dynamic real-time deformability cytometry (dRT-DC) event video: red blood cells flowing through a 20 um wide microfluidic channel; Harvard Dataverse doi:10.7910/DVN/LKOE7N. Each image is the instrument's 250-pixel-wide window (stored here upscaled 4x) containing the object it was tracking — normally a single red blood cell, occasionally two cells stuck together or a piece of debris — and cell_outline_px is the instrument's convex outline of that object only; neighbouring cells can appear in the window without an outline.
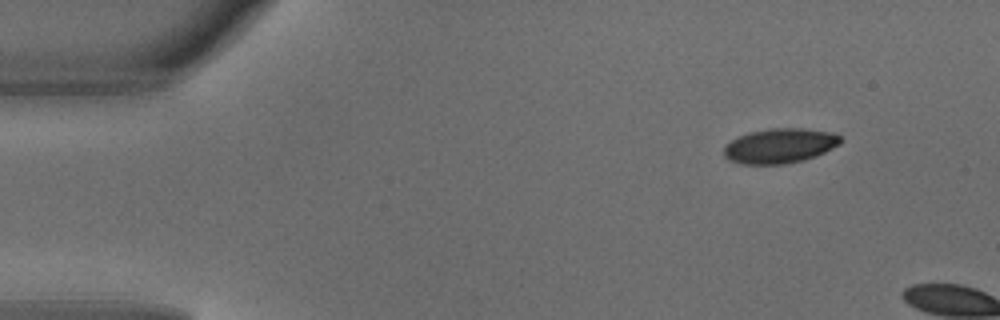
{"species": "common noctule bat (a hibernating species)", "species_latin": "Nyctalus noctula", "temperature_condition": "warm", "stored_images_in_passage": 6, "segment_of_instrument_passage": [2, 2], "camera_frame_rate_fps": 3000, "um_per_image_px": 0.085, "animal": {"sex": "male", "body_mass_g": 18.8}, "frame": {"image": 1, "passage_image": 6, "time_ms": 1.667, "image_size_px": [1000, 320], "cell_outline_px": [[840, 144], [816, 156], [804, 160], [784, 164], [740, 164], [728, 160], [724, 156], [724, 148], [732, 140], [748, 132], [768, 128], [800, 128], [832, 132], [840, 136]], "centroid_in_image_um": [66.27, 12.39], "position_along_channel_um": 18.7, "area_um2": 23.64}}